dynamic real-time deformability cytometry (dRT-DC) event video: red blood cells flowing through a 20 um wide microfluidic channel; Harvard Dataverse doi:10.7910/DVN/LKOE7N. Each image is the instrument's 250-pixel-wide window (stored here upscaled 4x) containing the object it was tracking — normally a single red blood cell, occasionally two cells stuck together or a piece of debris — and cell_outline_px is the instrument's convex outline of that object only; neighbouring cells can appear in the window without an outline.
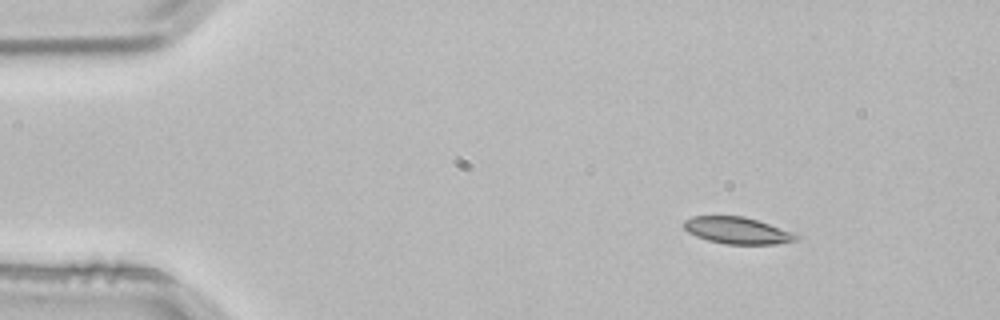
{"species": "common noctule bat (a hibernating species)", "species_latin": "Nyctalus noctula", "temperature_condition": "room temperature", "stored_images_in_passage": 2, "camera_frame_rate_fps": 3000, "um_per_image_px": 0.085, "animal": {"sex": "male", "body_mass_g": 21.5, "forearm_length_mm": 52.0}, "frame": {"image": 1, "passage_image": 1, "time_ms": 0.0, "image_size_px": [1000, 320], "cell_outline_px": [[800, 236], [796, 240], [776, 244], [724, 244], [708, 240], [696, 236], [688, 232], [680, 224], [684, 220], [692, 216], [744, 216], [792, 232]], "centroid_in_image_um": [62.61, 19.59], "position_along_channel_um": 22.4, "area_um2": 17.46}}